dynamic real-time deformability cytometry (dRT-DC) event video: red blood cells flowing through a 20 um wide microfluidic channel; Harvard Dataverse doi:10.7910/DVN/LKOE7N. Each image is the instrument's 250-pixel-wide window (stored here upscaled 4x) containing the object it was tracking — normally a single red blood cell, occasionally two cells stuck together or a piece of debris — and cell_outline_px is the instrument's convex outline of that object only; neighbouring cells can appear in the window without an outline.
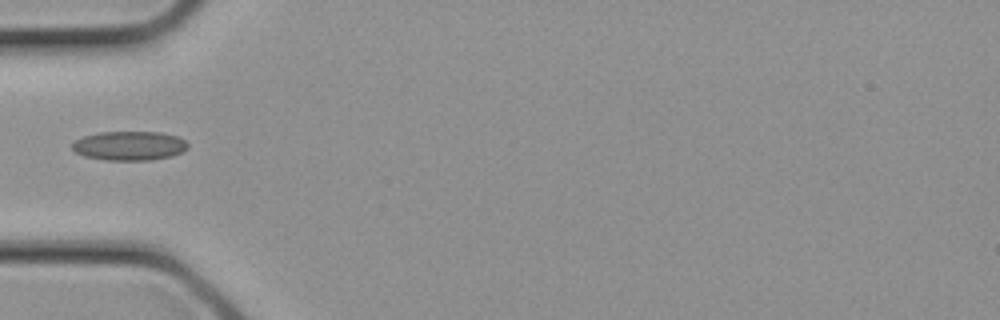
{"species": "common noctule bat (a hibernating species)", "species_latin": "Nyctalus noctula", "temperature_condition": "cold", "stored_images_in_passage": 10, "camera_frame_rate_fps": 3000, "um_per_image_px": 0.085, "animal": {"sex": "female", "body_mass_g": 21.9}, "frame": {"image": 1, "passage_image": 9, "time_ms": 2.667, "image_size_px": [1000, 320], "cell_outline_px": [[188, 148], [172, 156], [148, 160], [104, 160], [84, 156], [76, 152], [72, 148], [72, 144], [76, 140], [84, 136], [100, 132], [160, 132], [176, 136], [184, 140], [188, 144]], "centroid_in_image_um": [10.99, 12.39], "position_along_channel_um": 74.0, "area_um2": 19.54}}